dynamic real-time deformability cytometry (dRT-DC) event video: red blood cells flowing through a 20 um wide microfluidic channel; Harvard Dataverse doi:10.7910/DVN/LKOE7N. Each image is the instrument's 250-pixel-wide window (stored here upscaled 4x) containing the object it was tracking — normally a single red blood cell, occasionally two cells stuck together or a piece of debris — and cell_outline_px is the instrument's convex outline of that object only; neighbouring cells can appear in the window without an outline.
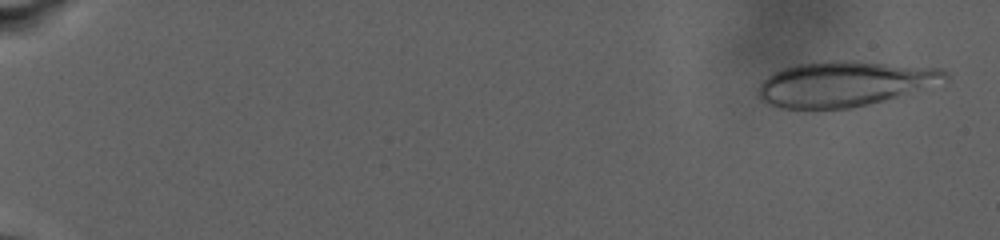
{"species": "human", "species_latin": "Homo sapiens", "temperature_condition": "warm", "stored_images_in_passage": 57, "camera_frame_rate_fps": 3000, "um_per_image_px": 0.085, "donor": {"sex": "male"}, "frame": {"image": 1, "passage_image": 2, "time_ms": 0.667, "image_size_px": [1000, 240], "cell_outline_px": [[948, 76], [892, 96], [868, 104], [852, 108], [780, 108], [768, 104], [760, 96], [756, 88], [768, 76], [784, 68], [800, 64], [828, 60], [856, 60], [940, 68], [948, 72]], "centroid_in_image_um": [71.62, 7.09], "position_along_channel_um": 13.4, "area_um2": 47.57}}
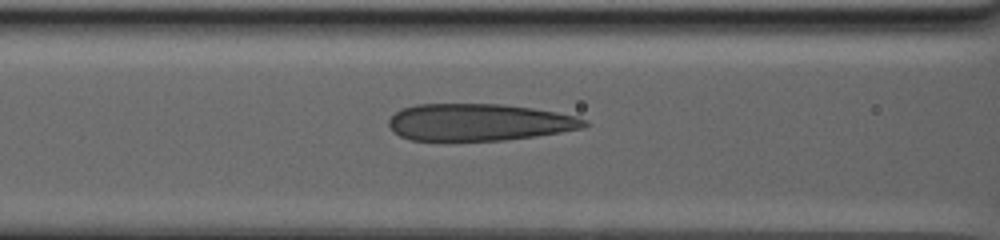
{"frame": {"image": 2, "passage_image": 46, "time_ms": 12.333, "image_size_px": [1000, 240], "cell_outline_px": [[588, 124], [584, 128], [536, 136], [504, 140], [412, 140], [400, 136], [388, 124], [388, 120], [400, 108], [416, 104], [504, 104], [532, 108], [556, 112], [576, 116], [588, 120]], "centroid_in_image_um": [40.73, 10.38], "position_along_channel_um": 125.9, "area_um2": 42.14}}
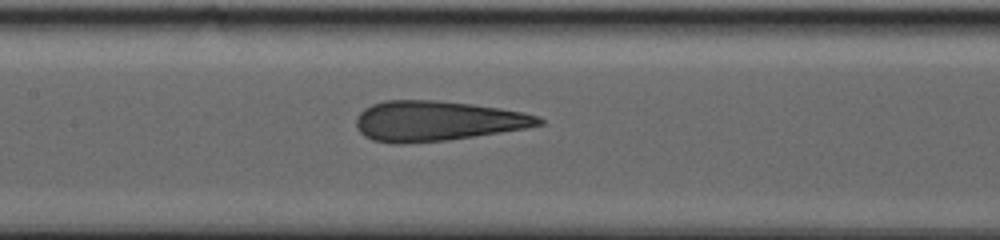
{"frame": {"image": 3, "passage_image": 53, "time_ms": 14.0, "image_size_px": [1000, 240], "cell_outline_px": [[544, 124], [524, 128], [500, 132], [448, 140], [404, 144], [392, 144], [372, 140], [364, 136], [356, 128], [356, 116], [364, 108], [372, 104], [384, 100], [436, 100], [472, 104], [500, 108], [524, 112], [540, 116], [544, 120]], "centroid_in_image_um": [37.12, 10.28], "position_along_channel_um": 170.3, "area_um2": 42.95}}